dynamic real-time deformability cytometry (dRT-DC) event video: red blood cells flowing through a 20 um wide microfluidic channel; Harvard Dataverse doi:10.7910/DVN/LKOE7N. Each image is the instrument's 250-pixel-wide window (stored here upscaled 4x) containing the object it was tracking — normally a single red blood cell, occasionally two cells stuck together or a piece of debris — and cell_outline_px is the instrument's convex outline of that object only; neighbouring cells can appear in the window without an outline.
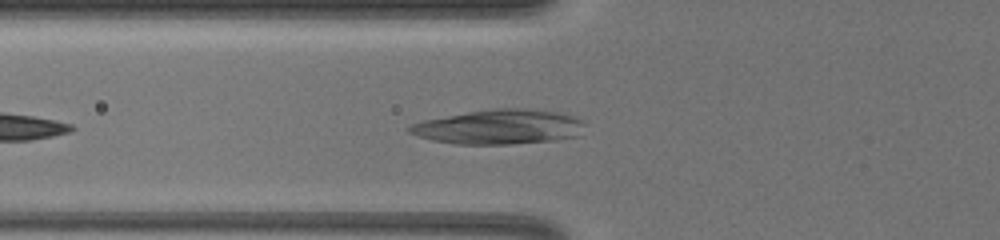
{"species": "common noctule bat (a hibernating species)", "species_latin": "Nyctalus noctula", "temperature_condition": "warm", "stored_images_in_passage": 4, "camera_frame_rate_fps": 3000, "um_per_image_px": 0.085, "animal": {"sex": "female", "body_mass_g": 19.5, "forearm_length_mm": 54.1}, "frame": {"image": 1, "passage_image": 4, "time_ms": 2.667, "image_size_px": [1000, 240], "cell_outline_px": [[584, 124], [576, 136], [560, 140], [512, 144], [456, 144], [432, 140], [416, 136], [408, 132], [408, 128], [412, 124], [424, 120], [468, 112], [496, 108], [524, 108], [556, 112], [572, 116], [584, 120]], "centroid_in_image_um": [42.42, 10.79], "position_along_channel_um": 83.4, "area_um2": 35.26}}